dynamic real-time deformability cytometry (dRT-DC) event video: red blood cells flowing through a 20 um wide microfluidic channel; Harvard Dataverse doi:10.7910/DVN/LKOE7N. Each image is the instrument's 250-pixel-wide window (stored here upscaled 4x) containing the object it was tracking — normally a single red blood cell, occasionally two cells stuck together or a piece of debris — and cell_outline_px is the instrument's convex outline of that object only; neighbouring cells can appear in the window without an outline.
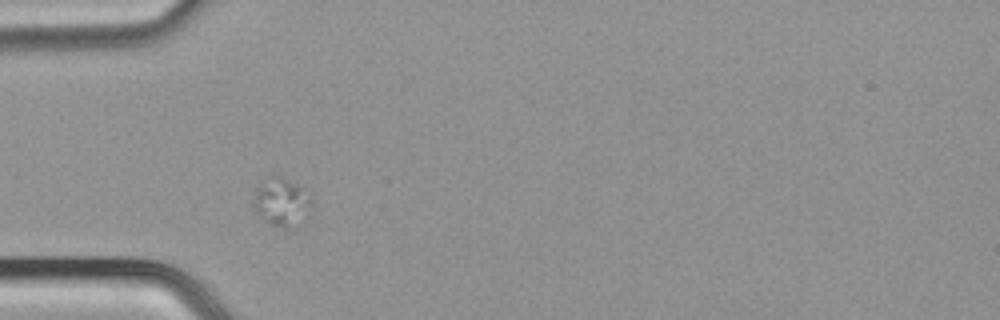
{"species": "common noctule bat (a hibernating species)", "species_latin": "Nyctalus noctula", "temperature_condition": "cold", "stored_images_in_passage": 11, "camera_frame_rate_fps": 3000, "um_per_image_px": 0.085, "animal": {"sex": "male", "body_mass_g": 21.5, "forearm_length_mm": 52.0}, "frame": {"image": 1, "passage_image": 1, "time_ms": 0.0, "image_size_px": [1000, 320], "cell_outline_px": [[312, 200], [308, 224], [296, 232], [292, 232], [280, 228], [264, 220], [256, 212], [252, 204], [256, 188], [260, 184], [272, 176], [280, 176], [304, 188]], "centroid_in_image_um": [24.04, 17.32], "position_along_channel_um": 61.0, "area_um2": 17.34}}
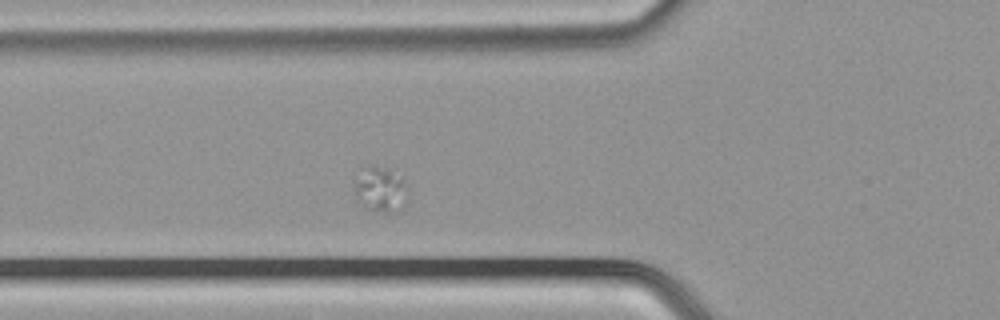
{"frame": {"image": 2, "passage_image": 4, "time_ms": 1.0, "image_size_px": [1000, 320], "cell_outline_px": [[404, 204], [400, 212], [388, 212], [368, 208], [356, 192], [356, 184], [360, 168], [384, 168], [400, 180], [404, 184]], "centroid_in_image_um": [32.34, 16.14], "position_along_channel_um": 93.5, "area_um2": 12.48}}